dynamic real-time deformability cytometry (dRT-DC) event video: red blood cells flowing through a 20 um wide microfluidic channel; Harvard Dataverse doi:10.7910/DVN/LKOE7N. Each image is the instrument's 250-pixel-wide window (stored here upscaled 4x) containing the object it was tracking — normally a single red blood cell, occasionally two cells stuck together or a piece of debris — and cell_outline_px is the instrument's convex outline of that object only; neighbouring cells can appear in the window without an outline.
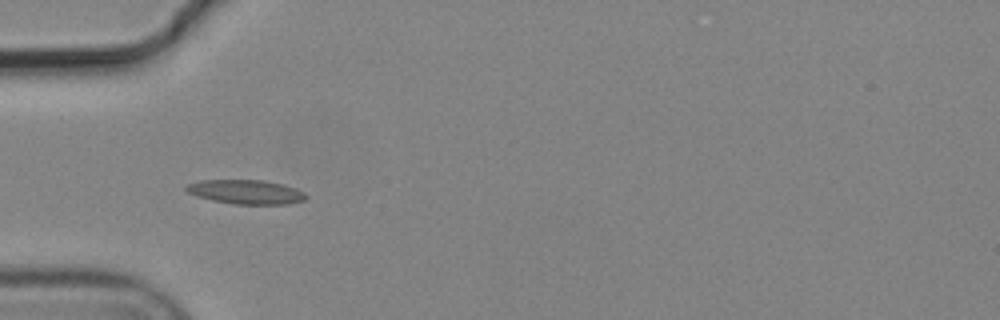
{"species": "common noctule bat (a hibernating species)", "species_latin": "Nyctalus noctula", "temperature_condition": "cold", "stored_images_in_passage": 5, "camera_frame_rate_fps": 3000, "um_per_image_px": 0.085, "animal": {"sex": "male", "body_mass_g": 19.2, "forearm_length_mm": 51.8}, "frame": {"image": 1, "passage_image": 4, "time_ms": 1.0, "image_size_px": [1000, 320], "cell_outline_px": [[308, 196], [304, 200], [288, 204], [232, 204], [212, 200], [196, 196], [188, 192], [184, 188], [188, 184], [200, 180], [264, 180], [296, 188], [304, 192]], "centroid_in_image_um": [20.9, 16.31], "position_along_channel_um": 64.1, "area_um2": 16.88}}
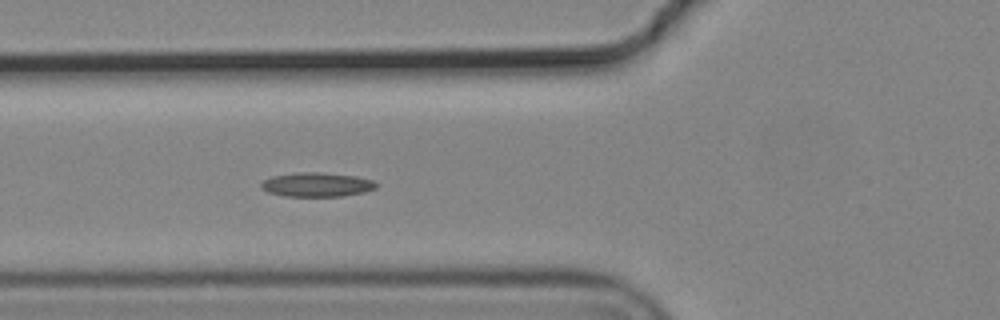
{"frame": {"image": 2, "passage_image": 5, "time_ms": 1.333, "image_size_px": [1000, 320], "cell_outline_px": [[376, 188], [364, 192], [344, 196], [284, 196], [268, 192], [260, 188], [260, 184], [264, 180], [272, 176], [296, 172], [324, 172], [356, 176], [372, 180], [376, 184]], "centroid_in_image_um": [26.9, 15.69], "position_along_channel_um": 98.9, "area_um2": 16.3}}